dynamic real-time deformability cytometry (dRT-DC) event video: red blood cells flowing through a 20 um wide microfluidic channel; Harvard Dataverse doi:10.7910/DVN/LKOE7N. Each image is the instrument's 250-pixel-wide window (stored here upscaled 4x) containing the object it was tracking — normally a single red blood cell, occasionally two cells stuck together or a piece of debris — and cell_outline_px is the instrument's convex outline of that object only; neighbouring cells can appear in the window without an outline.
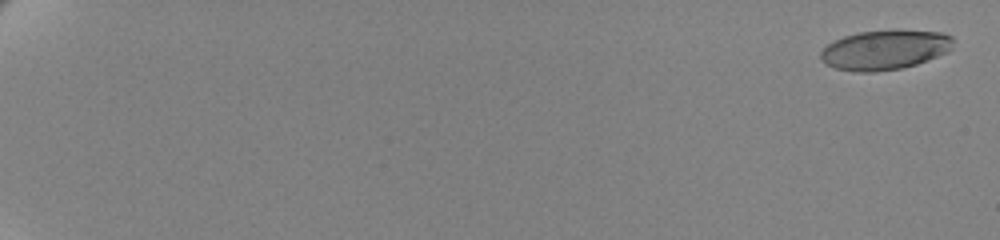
{"species": "human", "species_latin": "Homo sapiens", "temperature_condition": "cold", "stored_images_in_passage": 62, "camera_frame_rate_fps": 3000, "um_per_image_px": 0.085, "donor": {"sex": "female"}, "frame": {"image": 1, "passage_image": 2, "time_ms": 0.333, "image_size_px": [1000, 240], "cell_outline_px": [[952, 48], [948, 52], [916, 64], [900, 68], [876, 72], [856, 72], [836, 68], [824, 64], [820, 60], [820, 52], [828, 44], [844, 36], [860, 32], [896, 28], [900, 28], [940, 32], [952, 36]], "centroid_in_image_um": [75.21, 4.21], "position_along_channel_um": 9.8, "area_um2": 31.1}}
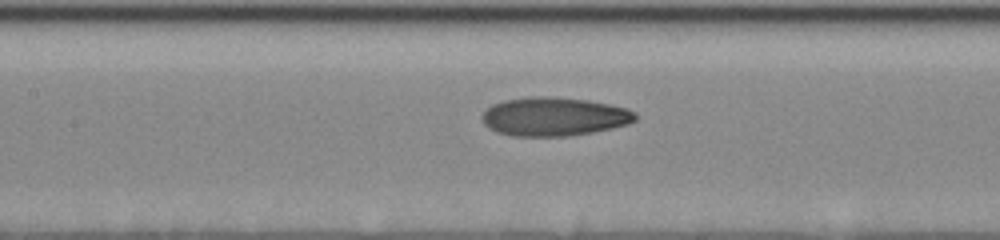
{"frame": {"image": 2, "passage_image": 34, "time_ms": 11.0, "image_size_px": [1000, 240], "cell_outline_px": [[636, 120], [628, 124], [612, 128], [592, 132], [568, 136], [512, 136], [496, 132], [488, 128], [484, 124], [480, 116], [492, 104], [504, 100], [528, 96], [548, 96], [588, 100], [628, 108], [636, 112]], "centroid_in_image_um": [47.08, 9.91], "position_along_channel_um": 160.3, "area_um2": 34.8}}
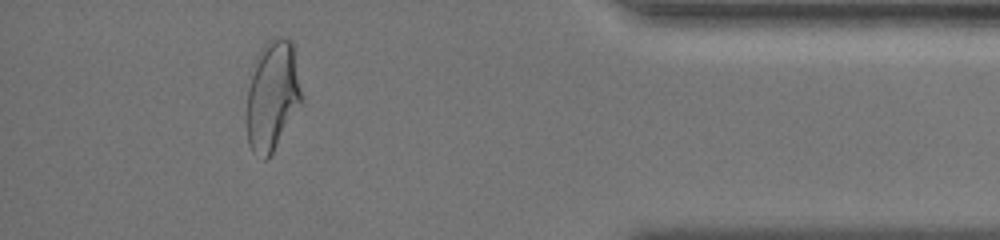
{"frame": {"image": 3, "passage_image": 58, "time_ms": 19.0, "image_size_px": [1000, 240], "cell_outline_px": [[304, 100], [268, 160], [264, 160], [252, 152], [248, 144], [248, 88], [252, 64], [260, 48], [268, 40], [280, 36], [292, 40]], "centroid_in_image_um": [23.17, 8.11], "position_along_channel_um": 412.0, "area_um2": 35.6}, "authors_computed_cell_mechanics": {"area_um2": 33.0616, "velocity_mm_per_s": 3.4935, "shape_relaxation_time_tau1_ms": 5.8902, "shape_relaxation_time_tau2_ms": 1.6906, "deformation_change_tau1": 0.2108, "deformation_change_tau2": 0.086}}